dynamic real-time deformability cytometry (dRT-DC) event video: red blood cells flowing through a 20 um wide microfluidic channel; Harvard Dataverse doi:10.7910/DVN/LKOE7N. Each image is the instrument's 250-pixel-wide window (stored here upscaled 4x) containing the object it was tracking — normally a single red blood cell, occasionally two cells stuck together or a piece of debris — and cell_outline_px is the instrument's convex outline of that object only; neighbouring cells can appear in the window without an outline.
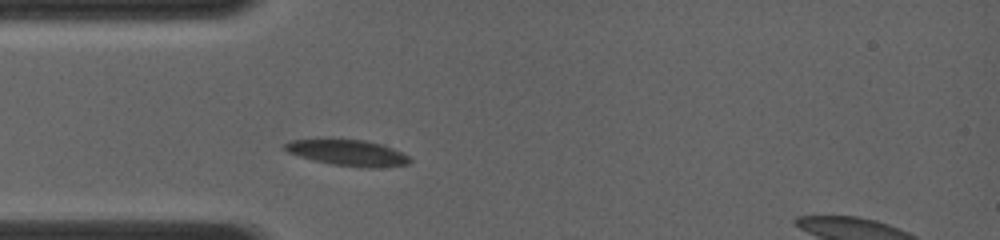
{"species": "common noctule bat (a hibernating species)", "species_latin": "Nyctalus noctula", "temperature_condition": "room temperature", "stored_images_in_passage": 19, "camera_frame_rate_fps": 4000, "um_per_image_px": 0.085, "animal": {"sex": "female", "body_mass_g": 19.0, "forearm_length_mm": 56.7}, "frame": {"image": 1, "passage_image": 2, "time_ms": 0.5, "image_size_px": [1000, 240], "cell_outline_px": [[412, 160], [408, 164], [376, 168], [368, 168], [332, 164], [300, 156], [288, 152], [284, 148], [284, 144], [288, 140], [364, 140], [380, 144], [392, 148], [408, 156]], "centroid_in_image_um": [29.59, 13.0], "position_along_channel_um": 55.4, "area_um2": 18.44}}
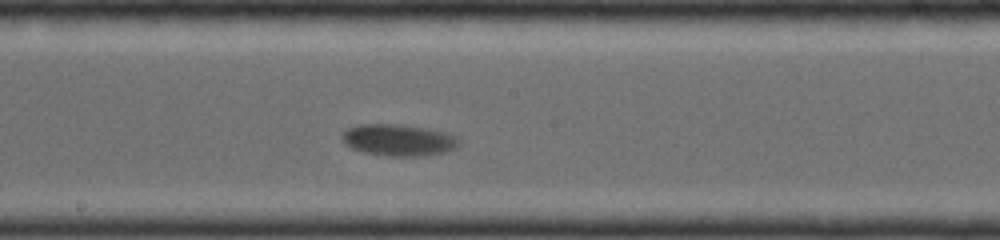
{"frame": {"image": 2, "passage_image": 11, "time_ms": 4.5, "image_size_px": [1000, 240], "cell_outline_px": [[460, 144], [456, 148], [444, 152], [420, 156], [392, 156], [364, 152], [352, 148], [344, 144], [340, 140], [340, 136], [348, 128], [360, 124], [396, 124], [424, 128], [444, 132], [456, 136], [460, 140]], "centroid_in_image_um": [33.85, 11.9], "position_along_channel_um": 214.4, "area_um2": 21.5}}
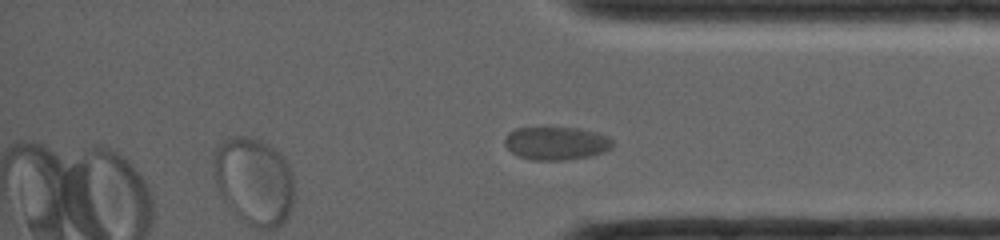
{"frame": {"image": 3, "passage_image": 19, "time_ms": 8.75, "image_size_px": [1000, 240], "cell_outline_px": [[612, 148], [604, 152], [592, 156], [564, 160], [532, 160], [520, 156], [512, 152], [504, 144], [504, 140], [508, 132], [516, 128], [576, 128], [596, 132], [608, 136], [612, 140]], "centroid_in_image_um": [47.29, 12.18], "position_along_channel_um": 387.9, "area_um2": 20.81}}